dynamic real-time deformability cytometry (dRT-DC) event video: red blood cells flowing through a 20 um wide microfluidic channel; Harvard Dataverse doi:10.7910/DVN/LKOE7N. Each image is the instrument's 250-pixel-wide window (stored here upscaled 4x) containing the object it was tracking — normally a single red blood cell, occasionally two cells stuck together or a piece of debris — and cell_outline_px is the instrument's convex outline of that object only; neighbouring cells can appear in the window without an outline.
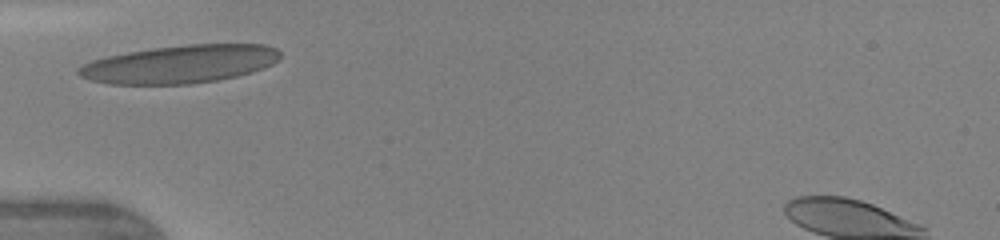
{"species": "human", "species_latin": "Homo sapiens", "temperature_condition": "warm", "stored_images_in_passage": 38, "camera_frame_rate_fps": 3000, "um_per_image_px": 0.085, "donor": {"sex": "female"}, "frame": {"image": 1, "passage_image": 1, "time_ms": 0.0, "image_size_px": [1000, 240], "cell_outline_px": [[280, 56], [272, 64], [264, 68], [252, 72], [236, 76], [216, 80], [192, 84], [108, 84], [92, 80], [80, 76], [76, 72], [76, 68], [92, 60], [108, 56], [128, 52], [152, 48], [188, 44], [264, 44], [276, 48], [280, 52]], "centroid_in_image_um": [15.29, 5.45], "position_along_channel_um": 69.7, "area_um2": 44.62}}